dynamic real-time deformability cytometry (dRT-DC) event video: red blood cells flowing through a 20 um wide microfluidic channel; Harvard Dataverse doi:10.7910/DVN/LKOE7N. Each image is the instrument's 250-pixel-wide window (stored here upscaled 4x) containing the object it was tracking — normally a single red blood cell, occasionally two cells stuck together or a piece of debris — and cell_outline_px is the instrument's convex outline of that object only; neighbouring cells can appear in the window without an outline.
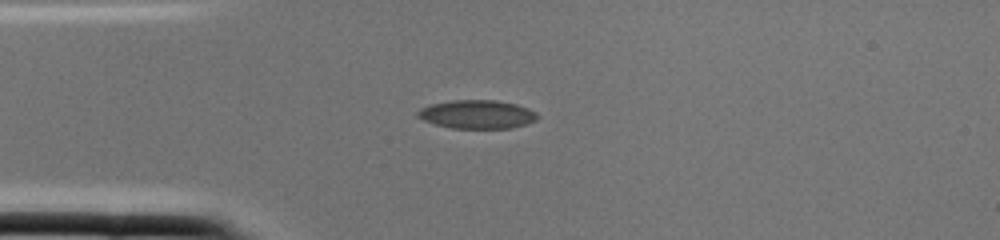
{"species": "common noctule bat (a hibernating species)", "species_latin": "Nyctalus noctula", "temperature_condition": "cold", "stored_images_in_passage": 2, "camera_frame_rate_fps": 3000, "um_per_image_px": 0.085, "animal": {"sex": "female", "body_mass_g": 22.0, "forearm_length_mm": 56.7}, "frame": {"image": 1, "passage_image": 2, "time_ms": 0.333, "image_size_px": [1000, 240], "cell_outline_px": [[536, 120], [528, 124], [512, 128], [452, 128], [436, 124], [424, 120], [416, 116], [416, 112], [420, 108], [432, 104], [452, 100], [496, 100], [516, 104], [528, 108], [536, 112]], "centroid_in_image_um": [40.55, 9.72], "position_along_channel_um": 44.4, "area_um2": 19.88}}